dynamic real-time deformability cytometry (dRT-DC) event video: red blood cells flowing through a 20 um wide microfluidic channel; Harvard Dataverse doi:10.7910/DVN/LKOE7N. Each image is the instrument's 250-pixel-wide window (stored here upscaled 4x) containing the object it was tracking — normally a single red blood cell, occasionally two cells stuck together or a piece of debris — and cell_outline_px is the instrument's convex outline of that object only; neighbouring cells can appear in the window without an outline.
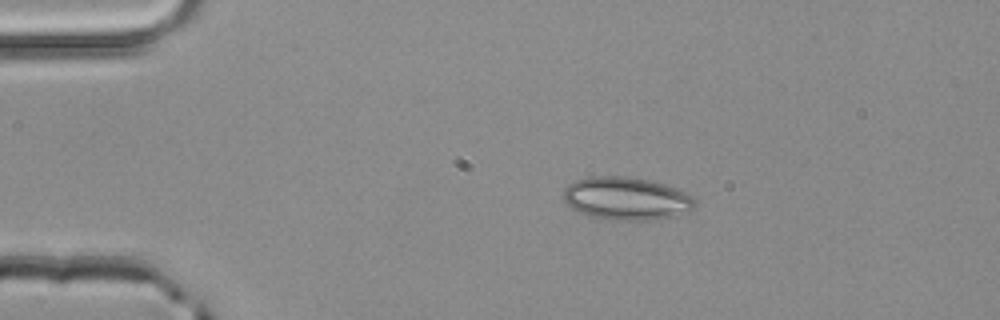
{"species": "common noctule bat (a hibernating species)", "species_latin": "Nyctalus noctula", "temperature_condition": "room temperature", "stored_images_in_passage": 2, "camera_frame_rate_fps": 3000, "um_per_image_px": 0.085, "animal": {"sex": "male", "body_mass_g": 20.4}, "frame": {"image": 1, "passage_image": 1, "time_ms": 0.0, "image_size_px": [1000, 320], "cell_outline_px": [[696, 204], [688, 212], [676, 216], [656, 220], [596, 220], [572, 208], [564, 200], [564, 188], [568, 184], [576, 180], [588, 176], [624, 176], [648, 180], [664, 184], [676, 188], [692, 196], [696, 200]], "centroid_in_image_um": [53.23, 16.89], "position_along_channel_um": 31.8, "area_um2": 33.29}}